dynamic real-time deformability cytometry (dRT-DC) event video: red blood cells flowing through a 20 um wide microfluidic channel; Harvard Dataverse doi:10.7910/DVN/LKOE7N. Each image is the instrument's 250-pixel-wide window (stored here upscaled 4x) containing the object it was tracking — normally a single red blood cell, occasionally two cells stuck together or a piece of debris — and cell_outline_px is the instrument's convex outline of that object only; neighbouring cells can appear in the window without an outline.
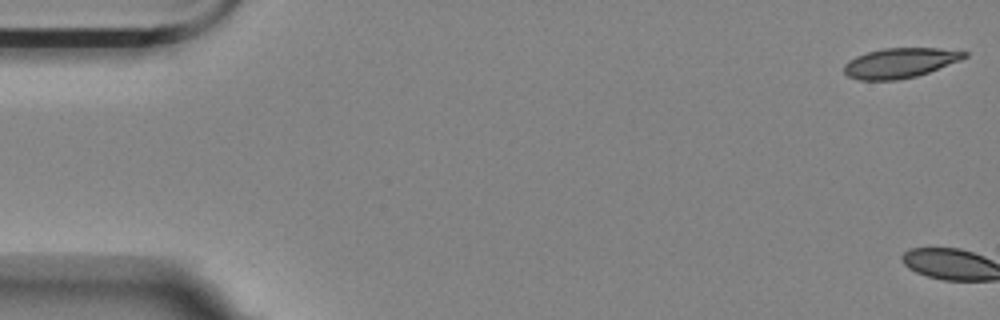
{"species": "Egyptian fruit bat (a non-hibernating species)", "species_latin": "Rousettus aegyptiacus", "temperature_condition": "room temperature", "stored_images_in_passage": 3, "camera_frame_rate_fps": 3000, "um_per_image_px": 0.085, "animal": {"sex": "female"}, "frame": {"image": 1, "passage_image": 1, "time_ms": 0.0, "image_size_px": [1000, 320], "cell_outline_px": [[968, 56], [960, 60], [928, 72], [916, 76], [896, 80], [860, 80], [848, 76], [844, 72], [844, 64], [848, 60], [856, 56], [868, 52], [884, 48], [940, 48], [968, 52]], "centroid_in_image_um": [76.48, 5.34], "position_along_channel_um": 8.5, "area_um2": 20.87}}